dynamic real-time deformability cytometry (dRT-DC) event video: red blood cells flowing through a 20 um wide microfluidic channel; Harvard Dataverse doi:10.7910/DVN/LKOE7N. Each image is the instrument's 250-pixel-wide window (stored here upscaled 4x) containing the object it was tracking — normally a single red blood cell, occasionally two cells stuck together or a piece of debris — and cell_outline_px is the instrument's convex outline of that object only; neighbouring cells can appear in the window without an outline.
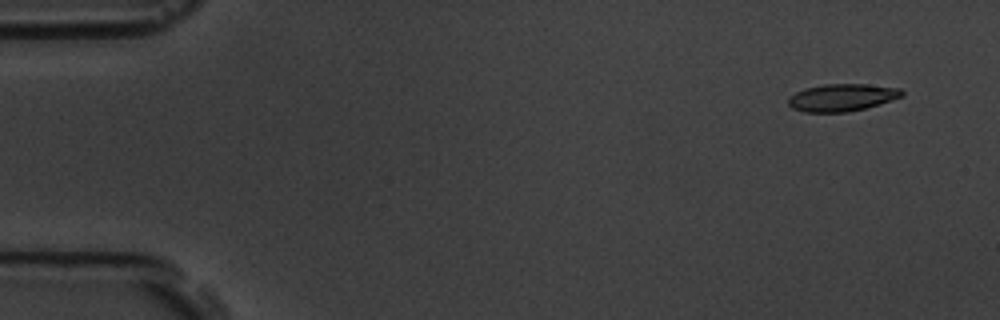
{"species": "common noctule bat (a hibernating species)", "species_latin": "Nyctalus noctula", "temperature_condition": "room temperature", "stored_images_in_passage": 4, "camera_frame_rate_fps": 3000, "um_per_image_px": 0.085, "animal": {"sex": "male", "body_mass_g": 19.5, "forearm_length_mm": 54.6}, "frame": {"image": 1, "passage_image": 1, "time_ms": 0.0, "image_size_px": [1000, 320], "cell_outline_px": [[904, 96], [864, 108], [848, 112], [804, 112], [792, 108], [788, 104], [788, 96], [804, 88], [824, 84], [864, 84], [900, 88], [904, 92]], "centroid_in_image_um": [71.54, 8.28], "position_along_channel_um": 13.5, "area_um2": 18.09}}